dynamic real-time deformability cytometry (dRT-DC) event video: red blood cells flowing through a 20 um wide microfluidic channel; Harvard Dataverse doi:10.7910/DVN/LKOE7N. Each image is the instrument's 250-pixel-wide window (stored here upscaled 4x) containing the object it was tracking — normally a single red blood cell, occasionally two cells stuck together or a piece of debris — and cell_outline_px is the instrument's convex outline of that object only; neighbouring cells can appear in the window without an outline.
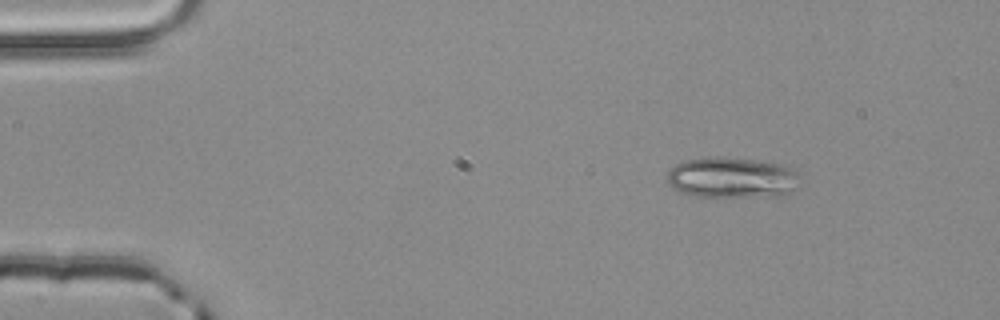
{"species": "common noctule bat (a hibernating species)", "species_latin": "Nyctalus noctula", "temperature_condition": "room temperature", "stored_images_in_passage": 19, "camera_frame_rate_fps": 3000, "um_per_image_px": 0.085, "animal": {"sex": "male", "body_mass_g": 20.4}, "frame": {"image": 1, "passage_image": 1, "time_ms": 0.0, "image_size_px": [1000, 320], "cell_outline_px": [[796, 188], [792, 192], [776, 196], [696, 196], [680, 192], [668, 180], [668, 172], [676, 164], [684, 160], [752, 160], [780, 164], [792, 168], [796, 172]], "centroid_in_image_um": [62.25, 15.15], "position_along_channel_um": 22.7, "area_um2": 30.0}}